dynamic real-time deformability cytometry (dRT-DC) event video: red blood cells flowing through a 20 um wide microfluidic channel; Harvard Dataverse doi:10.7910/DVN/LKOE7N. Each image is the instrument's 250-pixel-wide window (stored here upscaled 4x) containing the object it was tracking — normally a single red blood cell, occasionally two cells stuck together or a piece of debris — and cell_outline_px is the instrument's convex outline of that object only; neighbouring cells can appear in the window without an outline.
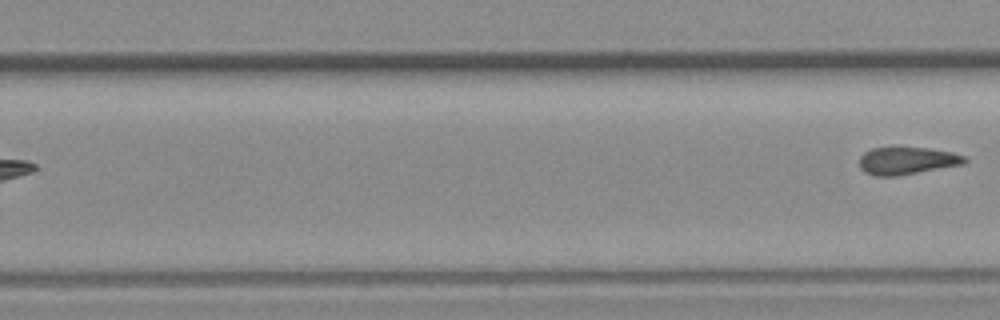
{"species": "common noctule bat (a hibernating species)", "species_latin": "Nyctalus noctula", "temperature_condition": "room temperature", "stored_images_in_passage": 8, "segment_of_instrument_passage": [2, 2], "camera_frame_rate_fps": 3000, "um_per_image_px": 0.085, "animal": {"sex": "female", "body_mass_g": 19.3, "forearm_length_mm": 54.1}, "frame": {"image": 1, "passage_image": 8, "time_ms": 2.333, "image_size_px": [1000, 320], "cell_outline_px": [[968, 160], [964, 164], [896, 176], [876, 176], [864, 172], [860, 168], [860, 156], [864, 152], [872, 148], [928, 148], [952, 152], [964, 156]], "centroid_in_image_um": [77.09, 13.67], "position_along_channel_um": 252.7, "area_um2": 16.7}}